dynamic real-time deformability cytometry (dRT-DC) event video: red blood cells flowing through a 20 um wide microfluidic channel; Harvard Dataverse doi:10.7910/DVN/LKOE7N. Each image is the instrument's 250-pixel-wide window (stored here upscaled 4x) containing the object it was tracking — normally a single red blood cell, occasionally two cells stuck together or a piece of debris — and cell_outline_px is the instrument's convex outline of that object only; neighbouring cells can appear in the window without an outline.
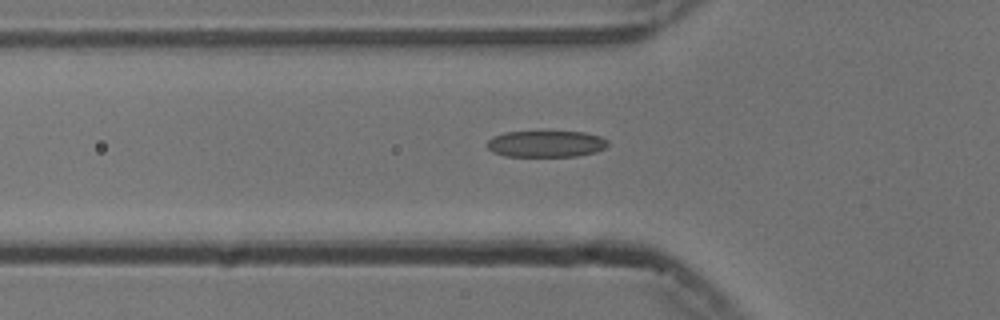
{"species": "common noctule bat (a hibernating species)", "species_latin": "Nyctalus noctula", "temperature_condition": "cold", "stored_images_in_passage": 25, "camera_frame_rate_fps": 3000, "um_per_image_px": 0.085, "animal": {"sex": "male", "body_mass_g": 13.3}, "frame": {"image": 1, "passage_image": 9, "time_ms": 2.667, "image_size_px": [1000, 320], "cell_outline_px": [[608, 144], [604, 148], [596, 152], [576, 156], [504, 156], [492, 152], [488, 148], [488, 140], [492, 136], [504, 132], [584, 132], [600, 136], [608, 140]], "centroid_in_image_um": [46.4, 12.23], "position_along_channel_um": 79.4, "area_um2": 18.61}}
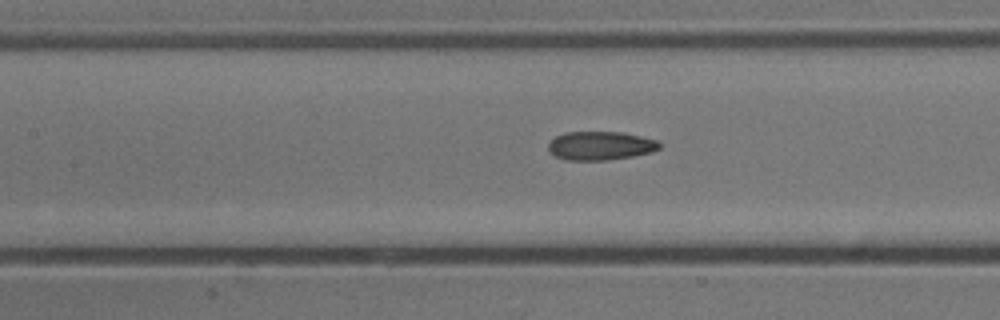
{"frame": {"image": 2, "passage_image": 15, "time_ms": 4.667, "image_size_px": [1000, 320], "cell_outline_px": [[660, 148], [652, 152], [632, 156], [604, 160], [564, 160], [548, 152], [548, 144], [556, 136], [564, 132], [620, 132], [640, 136], [656, 140], [660, 144]], "centroid_in_image_um": [51.0, 12.39], "position_along_channel_um": 156.4, "area_um2": 18.5}}
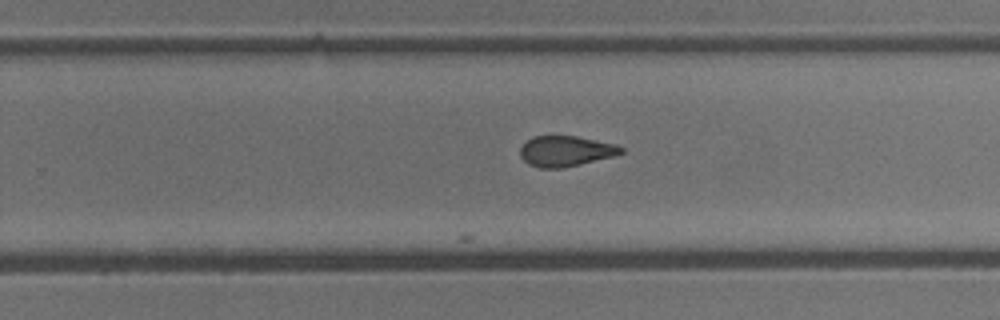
{"frame": {"image": 3, "passage_image": 25, "time_ms": 8.0, "image_size_px": [1000, 320], "cell_outline_px": [[624, 152], [612, 156], [580, 164], [560, 168], [540, 168], [528, 164], [520, 156], [520, 148], [532, 136], [552, 132], [576, 136], [616, 144], [624, 148]], "centroid_in_image_um": [48.04, 12.79], "position_along_channel_um": 281.8, "area_um2": 18.44}}